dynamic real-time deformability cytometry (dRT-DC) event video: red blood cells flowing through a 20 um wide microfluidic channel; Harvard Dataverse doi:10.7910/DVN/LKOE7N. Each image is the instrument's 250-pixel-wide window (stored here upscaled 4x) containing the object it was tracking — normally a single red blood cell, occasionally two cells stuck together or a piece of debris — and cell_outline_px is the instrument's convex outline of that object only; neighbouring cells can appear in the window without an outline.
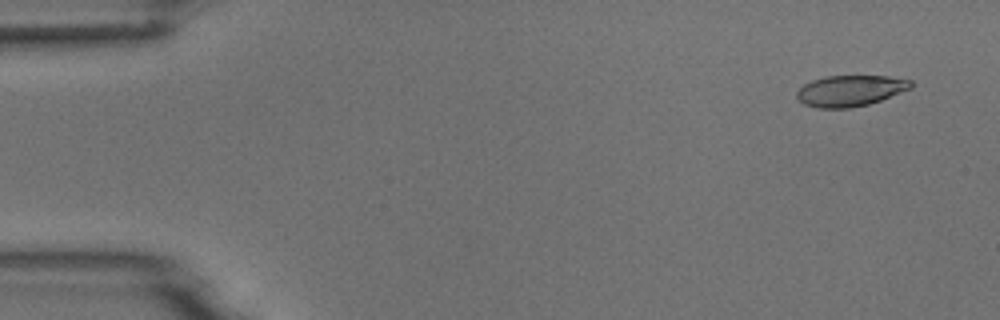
{"species": "common noctule bat (a hibernating species)", "species_latin": "Nyctalus noctula", "temperature_condition": "room temperature", "stored_images_in_passage": 6, "camera_frame_rate_fps": 3000, "um_per_image_px": 0.085, "animal": {"sex": "male", "body_mass_g": 18.8}, "frame": {"image": 1, "passage_image": 1, "time_ms": 0.0, "image_size_px": [1000, 320], "cell_outline_px": [[912, 88], [880, 100], [868, 104], [852, 108], [820, 108], [804, 104], [796, 96], [796, 92], [804, 84], [812, 80], [824, 76], [888, 76], [912, 80]], "centroid_in_image_um": [72.27, 7.71], "position_along_channel_um": 12.7, "area_um2": 20.58}}
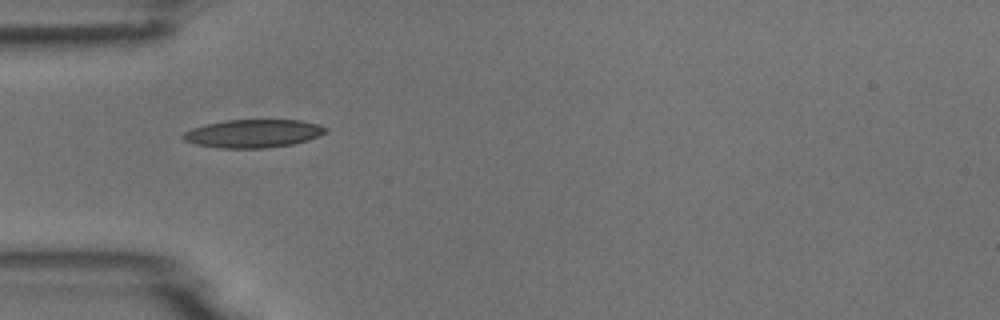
{"frame": {"image": 2, "passage_image": 4, "time_ms": 4.333, "image_size_px": [1000, 320], "cell_outline_px": [[328, 132], [320, 136], [308, 140], [292, 144], [268, 148], [220, 148], [196, 144], [184, 140], [180, 136], [184, 132], [192, 128], [204, 124], [224, 120], [300, 120], [316, 124], [328, 128]], "centroid_in_image_um": [21.52, 11.35], "position_along_channel_um": 63.5, "area_um2": 23.52}}